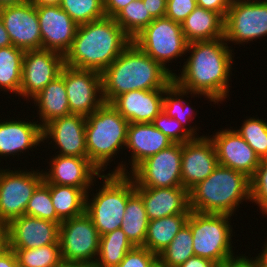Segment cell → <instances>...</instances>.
Returning <instances> with one entry per match:
<instances>
[{"label":"cell","instance_id":"1","mask_svg":"<svg viewBox=\"0 0 267 267\" xmlns=\"http://www.w3.org/2000/svg\"><path fill=\"white\" fill-rule=\"evenodd\" d=\"M191 55L173 81L191 95L205 96L214 104L227 98L233 63L232 49L223 38L188 43ZM200 94V95H199Z\"/></svg>","mask_w":267,"mask_h":267},{"label":"cell","instance_id":"2","mask_svg":"<svg viewBox=\"0 0 267 267\" xmlns=\"http://www.w3.org/2000/svg\"><path fill=\"white\" fill-rule=\"evenodd\" d=\"M132 42L112 17L80 24L65 65L102 73Z\"/></svg>","mask_w":267,"mask_h":267},{"label":"cell","instance_id":"3","mask_svg":"<svg viewBox=\"0 0 267 267\" xmlns=\"http://www.w3.org/2000/svg\"><path fill=\"white\" fill-rule=\"evenodd\" d=\"M102 94L110 104L117 96L132 90L165 89L173 76L133 41L101 73Z\"/></svg>","mask_w":267,"mask_h":267},{"label":"cell","instance_id":"4","mask_svg":"<svg viewBox=\"0 0 267 267\" xmlns=\"http://www.w3.org/2000/svg\"><path fill=\"white\" fill-rule=\"evenodd\" d=\"M242 200H251L250 178L220 164L208 178L189 190L190 210L200 213L232 216Z\"/></svg>","mask_w":267,"mask_h":267},{"label":"cell","instance_id":"5","mask_svg":"<svg viewBox=\"0 0 267 267\" xmlns=\"http://www.w3.org/2000/svg\"><path fill=\"white\" fill-rule=\"evenodd\" d=\"M129 122L111 105L104 103L86 117L87 158L100 170L126 146Z\"/></svg>","mask_w":267,"mask_h":267},{"label":"cell","instance_id":"6","mask_svg":"<svg viewBox=\"0 0 267 267\" xmlns=\"http://www.w3.org/2000/svg\"><path fill=\"white\" fill-rule=\"evenodd\" d=\"M103 186L89 199L86 213L91 217L100 236L120 228L128 198L135 192V182L126 174L104 173L99 177Z\"/></svg>","mask_w":267,"mask_h":267},{"label":"cell","instance_id":"7","mask_svg":"<svg viewBox=\"0 0 267 267\" xmlns=\"http://www.w3.org/2000/svg\"><path fill=\"white\" fill-rule=\"evenodd\" d=\"M230 217L231 215L227 214L200 213L191 210L186 223L192 231L195 256L210 259L220 267L239 257L233 256Z\"/></svg>","mask_w":267,"mask_h":267},{"label":"cell","instance_id":"8","mask_svg":"<svg viewBox=\"0 0 267 267\" xmlns=\"http://www.w3.org/2000/svg\"><path fill=\"white\" fill-rule=\"evenodd\" d=\"M132 41L172 76L176 73L166 63L187 53L188 41L182 25L167 17L155 18Z\"/></svg>","mask_w":267,"mask_h":267},{"label":"cell","instance_id":"9","mask_svg":"<svg viewBox=\"0 0 267 267\" xmlns=\"http://www.w3.org/2000/svg\"><path fill=\"white\" fill-rule=\"evenodd\" d=\"M181 157L182 144L174 143L141 162L132 174L122 162L111 173L131 175L135 188L182 187Z\"/></svg>","mask_w":267,"mask_h":267},{"label":"cell","instance_id":"10","mask_svg":"<svg viewBox=\"0 0 267 267\" xmlns=\"http://www.w3.org/2000/svg\"><path fill=\"white\" fill-rule=\"evenodd\" d=\"M59 243L62 259L93 267L99 252L100 235L85 212L61 222Z\"/></svg>","mask_w":267,"mask_h":267},{"label":"cell","instance_id":"11","mask_svg":"<svg viewBox=\"0 0 267 267\" xmlns=\"http://www.w3.org/2000/svg\"><path fill=\"white\" fill-rule=\"evenodd\" d=\"M0 168V224L25 215L30 198L44 181L43 171Z\"/></svg>","mask_w":267,"mask_h":267},{"label":"cell","instance_id":"12","mask_svg":"<svg viewBox=\"0 0 267 267\" xmlns=\"http://www.w3.org/2000/svg\"><path fill=\"white\" fill-rule=\"evenodd\" d=\"M263 36H267V0L231 1L224 18L225 41L242 45Z\"/></svg>","mask_w":267,"mask_h":267},{"label":"cell","instance_id":"13","mask_svg":"<svg viewBox=\"0 0 267 267\" xmlns=\"http://www.w3.org/2000/svg\"><path fill=\"white\" fill-rule=\"evenodd\" d=\"M64 82L71 114L87 117L105 103L101 73L64 65Z\"/></svg>","mask_w":267,"mask_h":267},{"label":"cell","instance_id":"14","mask_svg":"<svg viewBox=\"0 0 267 267\" xmlns=\"http://www.w3.org/2000/svg\"><path fill=\"white\" fill-rule=\"evenodd\" d=\"M64 56L47 49L24 52L20 96L26 100L36 96L48 83L60 75Z\"/></svg>","mask_w":267,"mask_h":267},{"label":"cell","instance_id":"15","mask_svg":"<svg viewBox=\"0 0 267 267\" xmlns=\"http://www.w3.org/2000/svg\"><path fill=\"white\" fill-rule=\"evenodd\" d=\"M0 19L13 46L25 51L42 49L36 6L30 1L0 8Z\"/></svg>","mask_w":267,"mask_h":267},{"label":"cell","instance_id":"16","mask_svg":"<svg viewBox=\"0 0 267 267\" xmlns=\"http://www.w3.org/2000/svg\"><path fill=\"white\" fill-rule=\"evenodd\" d=\"M211 136H198L182 144L181 183L188 191L208 178L218 165Z\"/></svg>","mask_w":267,"mask_h":267},{"label":"cell","instance_id":"17","mask_svg":"<svg viewBox=\"0 0 267 267\" xmlns=\"http://www.w3.org/2000/svg\"><path fill=\"white\" fill-rule=\"evenodd\" d=\"M36 10L42 38V49L65 56L73 44L78 24L60 6H41L36 7Z\"/></svg>","mask_w":267,"mask_h":267},{"label":"cell","instance_id":"18","mask_svg":"<svg viewBox=\"0 0 267 267\" xmlns=\"http://www.w3.org/2000/svg\"><path fill=\"white\" fill-rule=\"evenodd\" d=\"M210 139L215 146L218 164L242 172L249 178L253 176L260 159L235 130H220Z\"/></svg>","mask_w":267,"mask_h":267},{"label":"cell","instance_id":"19","mask_svg":"<svg viewBox=\"0 0 267 267\" xmlns=\"http://www.w3.org/2000/svg\"><path fill=\"white\" fill-rule=\"evenodd\" d=\"M85 127L86 117L80 114L57 118L42 128L43 142L51 138L57 155L87 158Z\"/></svg>","mask_w":267,"mask_h":267},{"label":"cell","instance_id":"20","mask_svg":"<svg viewBox=\"0 0 267 267\" xmlns=\"http://www.w3.org/2000/svg\"><path fill=\"white\" fill-rule=\"evenodd\" d=\"M10 248H38L59 243V224L50 220L23 215L7 225Z\"/></svg>","mask_w":267,"mask_h":267},{"label":"cell","instance_id":"21","mask_svg":"<svg viewBox=\"0 0 267 267\" xmlns=\"http://www.w3.org/2000/svg\"><path fill=\"white\" fill-rule=\"evenodd\" d=\"M51 159V169L43 172L44 180L49 184L73 186L88 193L95 176L102 175L88 158L55 155Z\"/></svg>","mask_w":267,"mask_h":267},{"label":"cell","instance_id":"22","mask_svg":"<svg viewBox=\"0 0 267 267\" xmlns=\"http://www.w3.org/2000/svg\"><path fill=\"white\" fill-rule=\"evenodd\" d=\"M165 89L132 90L110 104L130 123H152L163 110Z\"/></svg>","mask_w":267,"mask_h":267},{"label":"cell","instance_id":"23","mask_svg":"<svg viewBox=\"0 0 267 267\" xmlns=\"http://www.w3.org/2000/svg\"><path fill=\"white\" fill-rule=\"evenodd\" d=\"M135 192L142 198L148 220L191 212L186 188H135Z\"/></svg>","mask_w":267,"mask_h":267},{"label":"cell","instance_id":"24","mask_svg":"<svg viewBox=\"0 0 267 267\" xmlns=\"http://www.w3.org/2000/svg\"><path fill=\"white\" fill-rule=\"evenodd\" d=\"M174 144L152 123H130L126 146L131 150V172L144 160Z\"/></svg>","mask_w":267,"mask_h":267},{"label":"cell","instance_id":"25","mask_svg":"<svg viewBox=\"0 0 267 267\" xmlns=\"http://www.w3.org/2000/svg\"><path fill=\"white\" fill-rule=\"evenodd\" d=\"M37 123L25 120L0 122V157H14L43 142L42 127Z\"/></svg>","mask_w":267,"mask_h":267},{"label":"cell","instance_id":"26","mask_svg":"<svg viewBox=\"0 0 267 267\" xmlns=\"http://www.w3.org/2000/svg\"><path fill=\"white\" fill-rule=\"evenodd\" d=\"M32 99L35 106H38L39 111L37 112H39V118L42 121L39 124L42 128L57 118L71 114L64 82V66L60 75L48 83Z\"/></svg>","mask_w":267,"mask_h":267},{"label":"cell","instance_id":"27","mask_svg":"<svg viewBox=\"0 0 267 267\" xmlns=\"http://www.w3.org/2000/svg\"><path fill=\"white\" fill-rule=\"evenodd\" d=\"M188 43L224 37V19L216 12L197 6L181 23Z\"/></svg>","mask_w":267,"mask_h":267},{"label":"cell","instance_id":"28","mask_svg":"<svg viewBox=\"0 0 267 267\" xmlns=\"http://www.w3.org/2000/svg\"><path fill=\"white\" fill-rule=\"evenodd\" d=\"M189 214H175L149 220L145 242L142 247L158 255L170 245L179 230L186 223Z\"/></svg>","mask_w":267,"mask_h":267},{"label":"cell","instance_id":"29","mask_svg":"<svg viewBox=\"0 0 267 267\" xmlns=\"http://www.w3.org/2000/svg\"><path fill=\"white\" fill-rule=\"evenodd\" d=\"M50 196L56 214L61 221L71 219L86 212L87 192L81 188L49 184Z\"/></svg>","mask_w":267,"mask_h":267},{"label":"cell","instance_id":"30","mask_svg":"<svg viewBox=\"0 0 267 267\" xmlns=\"http://www.w3.org/2000/svg\"><path fill=\"white\" fill-rule=\"evenodd\" d=\"M120 228L134 246H143L148 228V217L142 198L134 192L127 201Z\"/></svg>","mask_w":267,"mask_h":267},{"label":"cell","instance_id":"31","mask_svg":"<svg viewBox=\"0 0 267 267\" xmlns=\"http://www.w3.org/2000/svg\"><path fill=\"white\" fill-rule=\"evenodd\" d=\"M134 247L121 228L106 233L100 236L99 252L93 267H116Z\"/></svg>","mask_w":267,"mask_h":267},{"label":"cell","instance_id":"32","mask_svg":"<svg viewBox=\"0 0 267 267\" xmlns=\"http://www.w3.org/2000/svg\"><path fill=\"white\" fill-rule=\"evenodd\" d=\"M24 51L15 46L0 48V89L20 95Z\"/></svg>","mask_w":267,"mask_h":267},{"label":"cell","instance_id":"33","mask_svg":"<svg viewBox=\"0 0 267 267\" xmlns=\"http://www.w3.org/2000/svg\"><path fill=\"white\" fill-rule=\"evenodd\" d=\"M189 93V91L180 88L174 81H172L164 90L163 111L169 117L176 119L193 138H196V135L198 134L196 132L197 127L193 126V128L192 126H189V124L186 125L194 120V118L192 119V114H194L193 108L189 107L190 103H187L184 99L182 100V98H184L185 95H189Z\"/></svg>","mask_w":267,"mask_h":267},{"label":"cell","instance_id":"34","mask_svg":"<svg viewBox=\"0 0 267 267\" xmlns=\"http://www.w3.org/2000/svg\"><path fill=\"white\" fill-rule=\"evenodd\" d=\"M193 236L190 226L185 223L168 247L158 254V258L169 267H179L194 256Z\"/></svg>","mask_w":267,"mask_h":267},{"label":"cell","instance_id":"35","mask_svg":"<svg viewBox=\"0 0 267 267\" xmlns=\"http://www.w3.org/2000/svg\"><path fill=\"white\" fill-rule=\"evenodd\" d=\"M114 19L131 39L154 20L147 11L146 5L139 0L130 2Z\"/></svg>","mask_w":267,"mask_h":267},{"label":"cell","instance_id":"36","mask_svg":"<svg viewBox=\"0 0 267 267\" xmlns=\"http://www.w3.org/2000/svg\"><path fill=\"white\" fill-rule=\"evenodd\" d=\"M17 262L28 267H54L62 260L60 244H48L38 248H10Z\"/></svg>","mask_w":267,"mask_h":267},{"label":"cell","instance_id":"37","mask_svg":"<svg viewBox=\"0 0 267 267\" xmlns=\"http://www.w3.org/2000/svg\"><path fill=\"white\" fill-rule=\"evenodd\" d=\"M60 7L78 25L105 17L103 0H61Z\"/></svg>","mask_w":267,"mask_h":267},{"label":"cell","instance_id":"38","mask_svg":"<svg viewBox=\"0 0 267 267\" xmlns=\"http://www.w3.org/2000/svg\"><path fill=\"white\" fill-rule=\"evenodd\" d=\"M255 151L259 159L267 157V122L250 117L243 121L240 129L235 130Z\"/></svg>","mask_w":267,"mask_h":267},{"label":"cell","instance_id":"39","mask_svg":"<svg viewBox=\"0 0 267 267\" xmlns=\"http://www.w3.org/2000/svg\"><path fill=\"white\" fill-rule=\"evenodd\" d=\"M25 215L61 224L62 221L58 218L53 206L49 187L44 182L34 191L28 202Z\"/></svg>","mask_w":267,"mask_h":267},{"label":"cell","instance_id":"40","mask_svg":"<svg viewBox=\"0 0 267 267\" xmlns=\"http://www.w3.org/2000/svg\"><path fill=\"white\" fill-rule=\"evenodd\" d=\"M251 202L259 205L261 213L267 214V157L260 159V164L250 178Z\"/></svg>","mask_w":267,"mask_h":267},{"label":"cell","instance_id":"41","mask_svg":"<svg viewBox=\"0 0 267 267\" xmlns=\"http://www.w3.org/2000/svg\"><path fill=\"white\" fill-rule=\"evenodd\" d=\"M152 124L173 143L183 144L193 139L176 119L169 117L163 110L154 118Z\"/></svg>","mask_w":267,"mask_h":267},{"label":"cell","instance_id":"42","mask_svg":"<svg viewBox=\"0 0 267 267\" xmlns=\"http://www.w3.org/2000/svg\"><path fill=\"white\" fill-rule=\"evenodd\" d=\"M158 255L150 252L142 246H135L128 251L124 259L116 267H149Z\"/></svg>","mask_w":267,"mask_h":267},{"label":"cell","instance_id":"43","mask_svg":"<svg viewBox=\"0 0 267 267\" xmlns=\"http://www.w3.org/2000/svg\"><path fill=\"white\" fill-rule=\"evenodd\" d=\"M197 0H167L165 17L182 23L197 7Z\"/></svg>","mask_w":267,"mask_h":267},{"label":"cell","instance_id":"44","mask_svg":"<svg viewBox=\"0 0 267 267\" xmlns=\"http://www.w3.org/2000/svg\"><path fill=\"white\" fill-rule=\"evenodd\" d=\"M197 6L218 13L225 18L230 7V0H197Z\"/></svg>","mask_w":267,"mask_h":267},{"label":"cell","instance_id":"45","mask_svg":"<svg viewBox=\"0 0 267 267\" xmlns=\"http://www.w3.org/2000/svg\"><path fill=\"white\" fill-rule=\"evenodd\" d=\"M147 11L155 18L165 17L167 0H142Z\"/></svg>","mask_w":267,"mask_h":267},{"label":"cell","instance_id":"46","mask_svg":"<svg viewBox=\"0 0 267 267\" xmlns=\"http://www.w3.org/2000/svg\"><path fill=\"white\" fill-rule=\"evenodd\" d=\"M132 1L134 0H103L105 16L114 18Z\"/></svg>","mask_w":267,"mask_h":267},{"label":"cell","instance_id":"47","mask_svg":"<svg viewBox=\"0 0 267 267\" xmlns=\"http://www.w3.org/2000/svg\"><path fill=\"white\" fill-rule=\"evenodd\" d=\"M179 267H220L216 262L199 256H192Z\"/></svg>","mask_w":267,"mask_h":267},{"label":"cell","instance_id":"48","mask_svg":"<svg viewBox=\"0 0 267 267\" xmlns=\"http://www.w3.org/2000/svg\"><path fill=\"white\" fill-rule=\"evenodd\" d=\"M222 267H258L252 259L248 258V256H239L237 259H234L230 262H227L224 266Z\"/></svg>","mask_w":267,"mask_h":267},{"label":"cell","instance_id":"49","mask_svg":"<svg viewBox=\"0 0 267 267\" xmlns=\"http://www.w3.org/2000/svg\"><path fill=\"white\" fill-rule=\"evenodd\" d=\"M10 249L7 226L0 224V257Z\"/></svg>","mask_w":267,"mask_h":267},{"label":"cell","instance_id":"50","mask_svg":"<svg viewBox=\"0 0 267 267\" xmlns=\"http://www.w3.org/2000/svg\"><path fill=\"white\" fill-rule=\"evenodd\" d=\"M17 258L15 252L9 249L0 257V267H16Z\"/></svg>","mask_w":267,"mask_h":267},{"label":"cell","instance_id":"51","mask_svg":"<svg viewBox=\"0 0 267 267\" xmlns=\"http://www.w3.org/2000/svg\"><path fill=\"white\" fill-rule=\"evenodd\" d=\"M262 249V252L259 253L257 257L254 259L252 257L251 259L258 267H267V242Z\"/></svg>","mask_w":267,"mask_h":267},{"label":"cell","instance_id":"52","mask_svg":"<svg viewBox=\"0 0 267 267\" xmlns=\"http://www.w3.org/2000/svg\"><path fill=\"white\" fill-rule=\"evenodd\" d=\"M12 46L11 40L9 38V34L7 33L3 22L0 19V48Z\"/></svg>","mask_w":267,"mask_h":267},{"label":"cell","instance_id":"53","mask_svg":"<svg viewBox=\"0 0 267 267\" xmlns=\"http://www.w3.org/2000/svg\"><path fill=\"white\" fill-rule=\"evenodd\" d=\"M34 6L41 7V6H60L61 0H29Z\"/></svg>","mask_w":267,"mask_h":267},{"label":"cell","instance_id":"54","mask_svg":"<svg viewBox=\"0 0 267 267\" xmlns=\"http://www.w3.org/2000/svg\"><path fill=\"white\" fill-rule=\"evenodd\" d=\"M54 267H91V266L81 262L67 261L62 259Z\"/></svg>","mask_w":267,"mask_h":267},{"label":"cell","instance_id":"55","mask_svg":"<svg viewBox=\"0 0 267 267\" xmlns=\"http://www.w3.org/2000/svg\"><path fill=\"white\" fill-rule=\"evenodd\" d=\"M29 0H0V8L4 6H10V5H18L25 3Z\"/></svg>","mask_w":267,"mask_h":267},{"label":"cell","instance_id":"56","mask_svg":"<svg viewBox=\"0 0 267 267\" xmlns=\"http://www.w3.org/2000/svg\"><path fill=\"white\" fill-rule=\"evenodd\" d=\"M149 267H169L159 258H157Z\"/></svg>","mask_w":267,"mask_h":267},{"label":"cell","instance_id":"57","mask_svg":"<svg viewBox=\"0 0 267 267\" xmlns=\"http://www.w3.org/2000/svg\"><path fill=\"white\" fill-rule=\"evenodd\" d=\"M16 267H28V266H25V265H23V264L17 262Z\"/></svg>","mask_w":267,"mask_h":267}]
</instances>
